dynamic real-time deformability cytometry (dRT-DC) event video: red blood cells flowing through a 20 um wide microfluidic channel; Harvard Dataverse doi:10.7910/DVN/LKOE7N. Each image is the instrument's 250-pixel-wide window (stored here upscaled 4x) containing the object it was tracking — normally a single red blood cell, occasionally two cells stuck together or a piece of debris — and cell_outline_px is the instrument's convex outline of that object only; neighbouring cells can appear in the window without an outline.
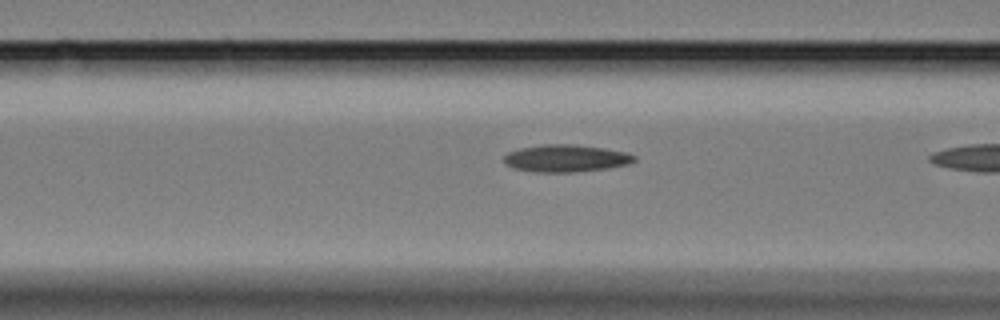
{"species": "Egyptian fruit bat (a non-hibernating species)", "species_latin": "Rousettus aegyptiacus", "temperature_condition": "cold", "stored_images_in_passage": 11, "camera_frame_rate_fps": 3000, "um_per_image_px": 0.085, "animal": {"sex": "female"}, "frame": {"image": 1, "passage_image": 10, "time_ms": 3.0, "image_size_px": [1000, 320], "cell_outline_px": [[636, 160], [628, 164], [608, 168], [572, 172], [536, 172], [512, 168], [504, 164], [504, 156], [508, 152], [520, 148], [544, 144], [572, 144], [604, 148], [628, 152], [636, 156]], "centroid_in_image_um": [48.1, 13.45], "position_along_channel_um": 118.5, "area_um2": 20.81}}